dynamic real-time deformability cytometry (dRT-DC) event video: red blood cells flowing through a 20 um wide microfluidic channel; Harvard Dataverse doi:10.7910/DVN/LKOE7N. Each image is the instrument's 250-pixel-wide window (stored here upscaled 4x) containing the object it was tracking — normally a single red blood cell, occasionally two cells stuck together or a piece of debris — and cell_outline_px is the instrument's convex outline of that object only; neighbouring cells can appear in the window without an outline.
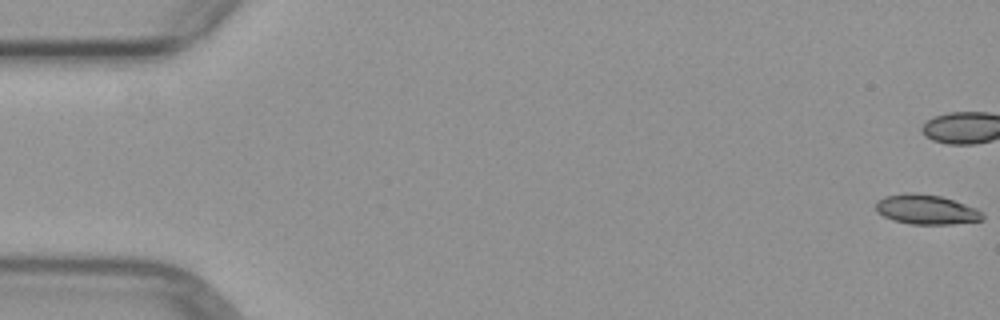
{"species": "common noctule bat (a hibernating species)", "species_latin": "Nyctalus noctula", "temperature_condition": "warm", "stored_images_in_passage": 5, "camera_frame_rate_fps": 3000, "um_per_image_px": 0.085, "animal": {"sex": "female", "body_mass_g": 29.2, "forearm_length_mm": 56.3}, "frame": {"image": 1, "passage_image": 1, "time_ms": 0.0, "image_size_px": [1000, 320], "cell_outline_px": [[984, 220], [952, 224], [912, 224], [892, 220], [876, 212], [876, 200], [884, 196], [904, 192], [916, 192], [940, 196], [976, 208], [984, 212]], "centroid_in_image_um": [78.72, 17.8], "position_along_channel_um": 6.3, "area_um2": 18.67}}